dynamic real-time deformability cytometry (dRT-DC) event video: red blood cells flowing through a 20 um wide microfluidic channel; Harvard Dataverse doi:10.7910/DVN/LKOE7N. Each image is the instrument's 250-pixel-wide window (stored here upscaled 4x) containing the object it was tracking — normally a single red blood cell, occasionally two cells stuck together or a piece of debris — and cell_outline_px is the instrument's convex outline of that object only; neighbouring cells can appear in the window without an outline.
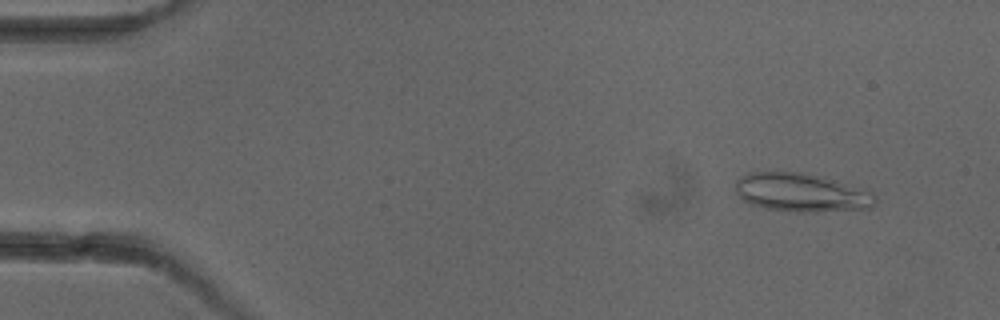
{"species": "common noctule bat (a hibernating species)", "species_latin": "Nyctalus noctula", "temperature_condition": "cold", "stored_images_in_passage": 4, "camera_frame_rate_fps": 3000, "um_per_image_px": 0.085, "animal": {"sex": "female"}, "frame": {"image": 1, "passage_image": 1, "time_ms": 0.0, "image_size_px": [1000, 320], "cell_outline_px": [[876, 200], [872, 208], [816, 212], [796, 212], [764, 208], [752, 204], [744, 200], [736, 192], [736, 180], [740, 176], [748, 172], [800, 172], [824, 176], [868, 192], [876, 196]], "centroid_in_image_um": [68.08, 16.37], "position_along_channel_um": 16.9, "area_um2": 31.21}}